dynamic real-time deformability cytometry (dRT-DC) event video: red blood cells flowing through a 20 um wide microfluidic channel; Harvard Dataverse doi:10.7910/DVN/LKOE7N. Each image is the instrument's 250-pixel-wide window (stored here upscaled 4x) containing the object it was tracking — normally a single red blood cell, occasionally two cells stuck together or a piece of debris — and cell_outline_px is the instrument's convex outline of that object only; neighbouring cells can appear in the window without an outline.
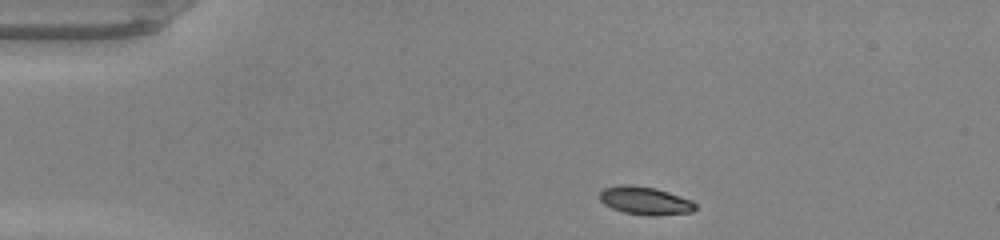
{"species": "common noctule bat (a hibernating species)", "species_latin": "Nyctalus noctula", "temperature_condition": "warm", "stored_images_in_passage": 40, "camera_frame_rate_fps": 3000, "um_per_image_px": 0.085, "animal": {"sex": "male", "body_mass_g": 20.0, "forearm_length_mm": 53.3}, "frame": {"image": 1, "passage_image": 1, "time_ms": 0.0, "image_size_px": [1000, 240], "cell_outline_px": [[696, 208], [692, 212], [656, 216], [648, 216], [624, 212], [612, 208], [604, 204], [600, 200], [600, 192], [604, 188], [624, 184], [632, 184], [656, 188], [692, 200], [696, 204]], "centroid_in_image_um": [54.85, 17.06], "position_along_channel_um": 30.2, "area_um2": 15.72}}
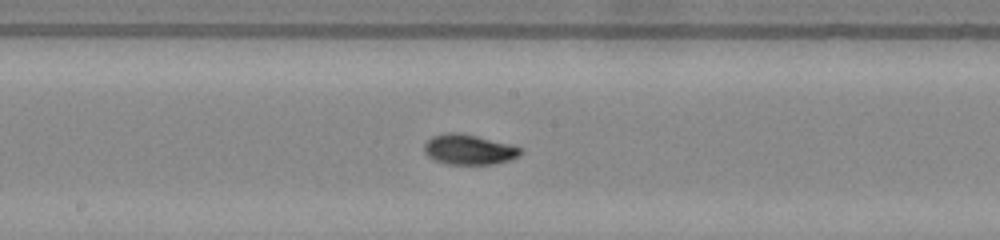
{"frame": {"image": 2, "passage_image": 18, "time_ms": 5.667, "image_size_px": [1000, 240], "cell_outline_px": [[524, 152], [520, 156], [512, 160], [492, 164], [448, 164], [432, 160], [424, 152], [424, 144], [432, 136], [444, 132], [456, 132], [476, 136], [508, 144], [520, 148]], "centroid_in_image_um": [39.84, 12.72], "position_along_channel_um": 208.4, "area_um2": 16.99}}
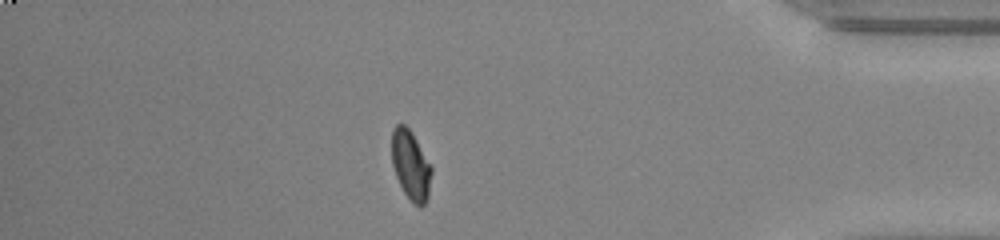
{"frame": {"image": 3, "passage_image": 34, "time_ms": 11.0, "image_size_px": [1000, 240], "cell_outline_px": [[432, 172], [428, 196], [424, 204], [420, 208], [412, 204], [404, 192], [396, 176], [392, 164], [392, 128], [396, 124], [404, 124], [412, 132], [432, 168]], "centroid_in_image_um": [34.91, 14.05], "position_along_channel_um": 400.3, "area_um2": 16.07}, "authors_computed_cell_mechanics": {"area_um2": 16.473, "velocity_mm_per_s": 4.2618, "shape_relaxation_time_tau1_ms": 6.096, "shape_relaxation_time_tau2_ms": 0.8204, "deformation_change_tau1": 0.2135, "deformation_change_tau2": 0.0392}}